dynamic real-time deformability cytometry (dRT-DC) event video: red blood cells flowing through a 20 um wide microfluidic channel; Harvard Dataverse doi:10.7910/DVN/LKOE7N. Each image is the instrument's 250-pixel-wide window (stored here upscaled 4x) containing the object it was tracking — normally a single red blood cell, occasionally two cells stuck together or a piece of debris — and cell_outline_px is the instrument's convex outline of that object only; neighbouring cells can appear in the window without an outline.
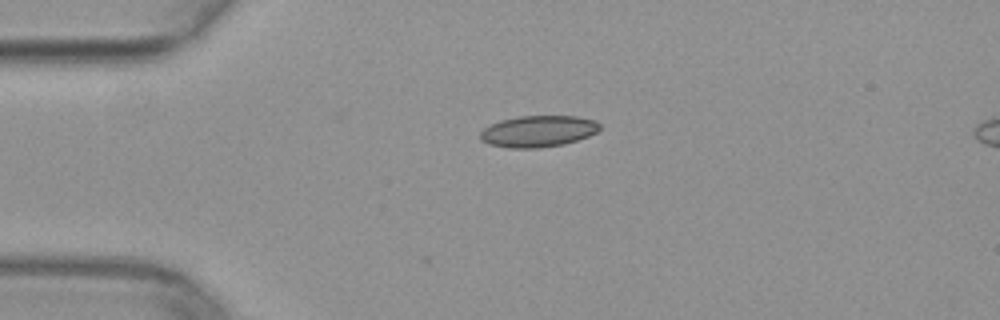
{"species": "common noctule bat (a hibernating species)", "species_latin": "Nyctalus noctula", "temperature_condition": "warm", "stored_images_in_passage": 35, "camera_frame_rate_fps": 3000, "um_per_image_px": 0.085, "animal": {"sex": "female", "body_mass_g": 29.2, "forearm_length_mm": 56.3}, "frame": {"image": 1, "passage_image": 1, "time_ms": 0.0, "image_size_px": [1000, 320], "cell_outline_px": [[600, 128], [596, 132], [588, 136], [564, 144], [540, 148], [508, 148], [488, 144], [480, 140], [480, 132], [484, 128], [500, 120], [520, 116], [576, 116], [596, 120], [600, 124]], "centroid_in_image_um": [45.73, 11.16], "position_along_channel_um": 39.3, "area_um2": 21.96}}
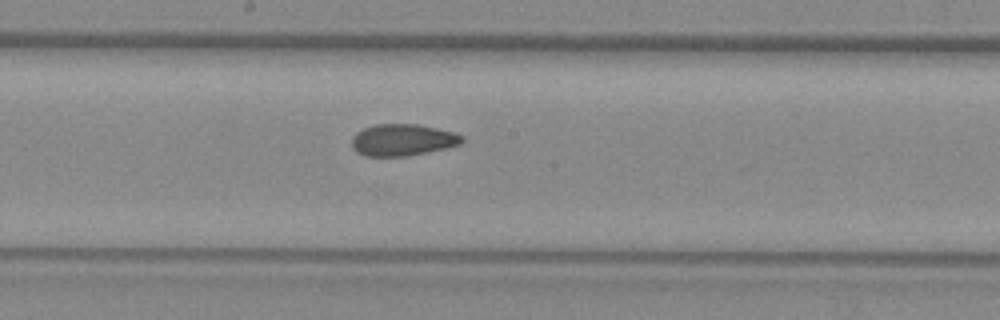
{"frame": {"image": 2, "passage_image": 16, "time_ms": 5.0, "image_size_px": [1000, 320], "cell_outline_px": [[464, 140], [460, 144], [444, 148], [404, 156], [364, 156], [356, 152], [352, 148], [352, 136], [356, 132], [364, 128], [376, 124], [416, 124], [436, 128], [452, 132], [464, 136]], "centroid_in_image_um": [34.17, 11.89], "position_along_channel_um": 214.0, "area_um2": 20.23}}
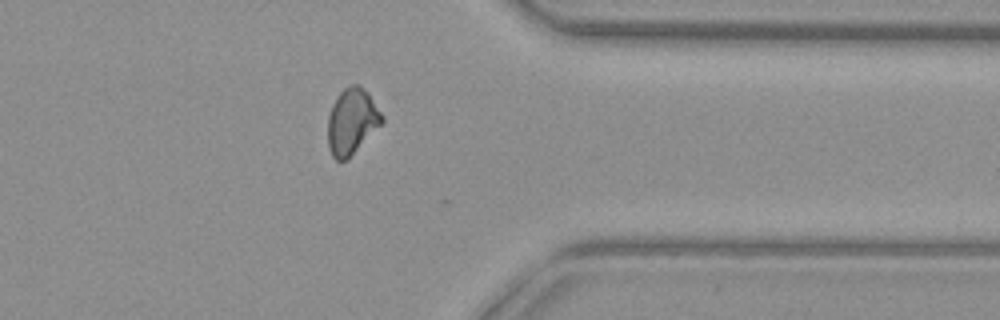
{"frame": {"image": 3, "passage_image": 29, "time_ms": 9.333, "image_size_px": [1000, 320], "cell_outline_px": [[384, 120], [344, 160], [336, 160], [332, 156], [328, 148], [328, 116], [332, 104], [336, 96], [348, 84], [360, 84], [368, 92], [384, 116]], "centroid_in_image_um": [29.88, 10.24], "position_along_channel_um": 381.5, "area_um2": 20.4}}